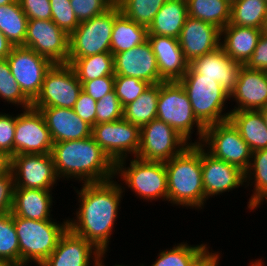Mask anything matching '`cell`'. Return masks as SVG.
<instances>
[{
    "instance_id": "obj_1",
    "label": "cell",
    "mask_w": 267,
    "mask_h": 266,
    "mask_svg": "<svg viewBox=\"0 0 267 266\" xmlns=\"http://www.w3.org/2000/svg\"><path fill=\"white\" fill-rule=\"evenodd\" d=\"M80 186V190L73 187L78 195L76 200L79 208L73 213L75 217H68V228L100 252L108 253L111 235L121 209L120 203L125 194L115 177L114 180L81 183Z\"/></svg>"
},
{
    "instance_id": "obj_2",
    "label": "cell",
    "mask_w": 267,
    "mask_h": 266,
    "mask_svg": "<svg viewBox=\"0 0 267 266\" xmlns=\"http://www.w3.org/2000/svg\"><path fill=\"white\" fill-rule=\"evenodd\" d=\"M51 154L60 181L73 179L78 183H92L115 177V163L92 136L53 143Z\"/></svg>"
},
{
    "instance_id": "obj_3",
    "label": "cell",
    "mask_w": 267,
    "mask_h": 266,
    "mask_svg": "<svg viewBox=\"0 0 267 266\" xmlns=\"http://www.w3.org/2000/svg\"><path fill=\"white\" fill-rule=\"evenodd\" d=\"M168 202L185 209H204L206 197L201 166V145L190 144L179 155L164 162Z\"/></svg>"
},
{
    "instance_id": "obj_4",
    "label": "cell",
    "mask_w": 267,
    "mask_h": 266,
    "mask_svg": "<svg viewBox=\"0 0 267 266\" xmlns=\"http://www.w3.org/2000/svg\"><path fill=\"white\" fill-rule=\"evenodd\" d=\"M32 220L14 216V224L20 247V266L34 262L40 266L55 250L60 237L68 229V219L62 222Z\"/></svg>"
},
{
    "instance_id": "obj_5",
    "label": "cell",
    "mask_w": 267,
    "mask_h": 266,
    "mask_svg": "<svg viewBox=\"0 0 267 266\" xmlns=\"http://www.w3.org/2000/svg\"><path fill=\"white\" fill-rule=\"evenodd\" d=\"M128 160L130 163L127 166ZM115 178L120 179L119 184L123 192L126 191L127 187L143 201L152 202L161 199L168 201L167 174L164 162L146 161L138 157L124 158L115 163Z\"/></svg>"
},
{
    "instance_id": "obj_6",
    "label": "cell",
    "mask_w": 267,
    "mask_h": 266,
    "mask_svg": "<svg viewBox=\"0 0 267 266\" xmlns=\"http://www.w3.org/2000/svg\"><path fill=\"white\" fill-rule=\"evenodd\" d=\"M156 118L170 125L189 144L201 143L205 126L196 118L188 95L179 81L160 83ZM194 130H197L195 134L198 137L192 142Z\"/></svg>"
},
{
    "instance_id": "obj_7",
    "label": "cell",
    "mask_w": 267,
    "mask_h": 266,
    "mask_svg": "<svg viewBox=\"0 0 267 266\" xmlns=\"http://www.w3.org/2000/svg\"><path fill=\"white\" fill-rule=\"evenodd\" d=\"M179 82L188 95L196 118L205 127L229 120L231 111L225 110L228 108L226 103L230 101V95L218 82L201 78V75L194 73L190 68Z\"/></svg>"
},
{
    "instance_id": "obj_8",
    "label": "cell",
    "mask_w": 267,
    "mask_h": 266,
    "mask_svg": "<svg viewBox=\"0 0 267 266\" xmlns=\"http://www.w3.org/2000/svg\"><path fill=\"white\" fill-rule=\"evenodd\" d=\"M120 13V7H110L102 14L80 22L69 35L68 64L77 58L110 52L114 21Z\"/></svg>"
},
{
    "instance_id": "obj_9",
    "label": "cell",
    "mask_w": 267,
    "mask_h": 266,
    "mask_svg": "<svg viewBox=\"0 0 267 266\" xmlns=\"http://www.w3.org/2000/svg\"><path fill=\"white\" fill-rule=\"evenodd\" d=\"M200 145L212 156L238 167L249 168L252 151L230 120L205 127Z\"/></svg>"
},
{
    "instance_id": "obj_10",
    "label": "cell",
    "mask_w": 267,
    "mask_h": 266,
    "mask_svg": "<svg viewBox=\"0 0 267 266\" xmlns=\"http://www.w3.org/2000/svg\"><path fill=\"white\" fill-rule=\"evenodd\" d=\"M81 91L82 84L70 64H53L45 74L41 91L32 102V108L73 109Z\"/></svg>"
},
{
    "instance_id": "obj_11",
    "label": "cell",
    "mask_w": 267,
    "mask_h": 266,
    "mask_svg": "<svg viewBox=\"0 0 267 266\" xmlns=\"http://www.w3.org/2000/svg\"><path fill=\"white\" fill-rule=\"evenodd\" d=\"M188 145L170 125L155 118L140 128L139 159L166 162L179 155Z\"/></svg>"
},
{
    "instance_id": "obj_12",
    "label": "cell",
    "mask_w": 267,
    "mask_h": 266,
    "mask_svg": "<svg viewBox=\"0 0 267 266\" xmlns=\"http://www.w3.org/2000/svg\"><path fill=\"white\" fill-rule=\"evenodd\" d=\"M92 137L114 163L130 156H137L140 128L124 118L95 124L92 127Z\"/></svg>"
},
{
    "instance_id": "obj_13",
    "label": "cell",
    "mask_w": 267,
    "mask_h": 266,
    "mask_svg": "<svg viewBox=\"0 0 267 266\" xmlns=\"http://www.w3.org/2000/svg\"><path fill=\"white\" fill-rule=\"evenodd\" d=\"M7 61L21 91L33 102L39 95L45 74L53 63L24 46H14Z\"/></svg>"
},
{
    "instance_id": "obj_14",
    "label": "cell",
    "mask_w": 267,
    "mask_h": 266,
    "mask_svg": "<svg viewBox=\"0 0 267 266\" xmlns=\"http://www.w3.org/2000/svg\"><path fill=\"white\" fill-rule=\"evenodd\" d=\"M23 46L34 50L53 64L68 63L69 35L51 19L28 20Z\"/></svg>"
},
{
    "instance_id": "obj_15",
    "label": "cell",
    "mask_w": 267,
    "mask_h": 266,
    "mask_svg": "<svg viewBox=\"0 0 267 266\" xmlns=\"http://www.w3.org/2000/svg\"><path fill=\"white\" fill-rule=\"evenodd\" d=\"M11 172L15 188L53 190L60 181L51 153L14 155Z\"/></svg>"
},
{
    "instance_id": "obj_16",
    "label": "cell",
    "mask_w": 267,
    "mask_h": 266,
    "mask_svg": "<svg viewBox=\"0 0 267 266\" xmlns=\"http://www.w3.org/2000/svg\"><path fill=\"white\" fill-rule=\"evenodd\" d=\"M21 111L16 115L14 155L51 153L53 141L43 115L32 107Z\"/></svg>"
},
{
    "instance_id": "obj_17",
    "label": "cell",
    "mask_w": 267,
    "mask_h": 266,
    "mask_svg": "<svg viewBox=\"0 0 267 266\" xmlns=\"http://www.w3.org/2000/svg\"><path fill=\"white\" fill-rule=\"evenodd\" d=\"M201 166L206 201L222 193L245 188V173L238 167L209 154L201 146Z\"/></svg>"
},
{
    "instance_id": "obj_18",
    "label": "cell",
    "mask_w": 267,
    "mask_h": 266,
    "mask_svg": "<svg viewBox=\"0 0 267 266\" xmlns=\"http://www.w3.org/2000/svg\"><path fill=\"white\" fill-rule=\"evenodd\" d=\"M115 76L138 78L151 84L164 80L159 75L156 57L149 41L114 55Z\"/></svg>"
},
{
    "instance_id": "obj_19",
    "label": "cell",
    "mask_w": 267,
    "mask_h": 266,
    "mask_svg": "<svg viewBox=\"0 0 267 266\" xmlns=\"http://www.w3.org/2000/svg\"><path fill=\"white\" fill-rule=\"evenodd\" d=\"M236 104L230 111L261 110L267 105V71L249 69L242 65L237 83L230 93Z\"/></svg>"
},
{
    "instance_id": "obj_20",
    "label": "cell",
    "mask_w": 267,
    "mask_h": 266,
    "mask_svg": "<svg viewBox=\"0 0 267 266\" xmlns=\"http://www.w3.org/2000/svg\"><path fill=\"white\" fill-rule=\"evenodd\" d=\"M100 253L93 244L68 228L55 250L40 266H96Z\"/></svg>"
},
{
    "instance_id": "obj_21",
    "label": "cell",
    "mask_w": 267,
    "mask_h": 266,
    "mask_svg": "<svg viewBox=\"0 0 267 266\" xmlns=\"http://www.w3.org/2000/svg\"><path fill=\"white\" fill-rule=\"evenodd\" d=\"M178 39L185 58L190 62L220 46L221 29L188 16Z\"/></svg>"
},
{
    "instance_id": "obj_22",
    "label": "cell",
    "mask_w": 267,
    "mask_h": 266,
    "mask_svg": "<svg viewBox=\"0 0 267 266\" xmlns=\"http://www.w3.org/2000/svg\"><path fill=\"white\" fill-rule=\"evenodd\" d=\"M241 66L226 55L221 46L189 62V68L194 73L201 75V78L214 79L229 95L237 83Z\"/></svg>"
},
{
    "instance_id": "obj_23",
    "label": "cell",
    "mask_w": 267,
    "mask_h": 266,
    "mask_svg": "<svg viewBox=\"0 0 267 266\" xmlns=\"http://www.w3.org/2000/svg\"><path fill=\"white\" fill-rule=\"evenodd\" d=\"M39 111L44 117L53 143L81 140L92 136V127L73 109L43 107Z\"/></svg>"
},
{
    "instance_id": "obj_24",
    "label": "cell",
    "mask_w": 267,
    "mask_h": 266,
    "mask_svg": "<svg viewBox=\"0 0 267 266\" xmlns=\"http://www.w3.org/2000/svg\"><path fill=\"white\" fill-rule=\"evenodd\" d=\"M148 41L164 81H179L189 68V61L185 58L179 44V39L162 35H148Z\"/></svg>"
},
{
    "instance_id": "obj_25",
    "label": "cell",
    "mask_w": 267,
    "mask_h": 266,
    "mask_svg": "<svg viewBox=\"0 0 267 266\" xmlns=\"http://www.w3.org/2000/svg\"><path fill=\"white\" fill-rule=\"evenodd\" d=\"M53 190L14 188L12 215L32 220H51Z\"/></svg>"
},
{
    "instance_id": "obj_26",
    "label": "cell",
    "mask_w": 267,
    "mask_h": 266,
    "mask_svg": "<svg viewBox=\"0 0 267 266\" xmlns=\"http://www.w3.org/2000/svg\"><path fill=\"white\" fill-rule=\"evenodd\" d=\"M261 29L231 25L221 29L220 46L231 59L245 65L253 54Z\"/></svg>"
},
{
    "instance_id": "obj_27",
    "label": "cell",
    "mask_w": 267,
    "mask_h": 266,
    "mask_svg": "<svg viewBox=\"0 0 267 266\" xmlns=\"http://www.w3.org/2000/svg\"><path fill=\"white\" fill-rule=\"evenodd\" d=\"M229 120L252 152L267 148V126L260 110L231 111Z\"/></svg>"
},
{
    "instance_id": "obj_28",
    "label": "cell",
    "mask_w": 267,
    "mask_h": 266,
    "mask_svg": "<svg viewBox=\"0 0 267 266\" xmlns=\"http://www.w3.org/2000/svg\"><path fill=\"white\" fill-rule=\"evenodd\" d=\"M187 17L186 0H167L148 27V35H162L178 39Z\"/></svg>"
},
{
    "instance_id": "obj_29",
    "label": "cell",
    "mask_w": 267,
    "mask_h": 266,
    "mask_svg": "<svg viewBox=\"0 0 267 266\" xmlns=\"http://www.w3.org/2000/svg\"><path fill=\"white\" fill-rule=\"evenodd\" d=\"M246 187H253L247 203L250 212L259 208L263 202L267 203V148L252 152L249 168L245 172Z\"/></svg>"
},
{
    "instance_id": "obj_30",
    "label": "cell",
    "mask_w": 267,
    "mask_h": 266,
    "mask_svg": "<svg viewBox=\"0 0 267 266\" xmlns=\"http://www.w3.org/2000/svg\"><path fill=\"white\" fill-rule=\"evenodd\" d=\"M148 40V28L137 24L122 12L115 18L110 52L115 55L138 46Z\"/></svg>"
},
{
    "instance_id": "obj_31",
    "label": "cell",
    "mask_w": 267,
    "mask_h": 266,
    "mask_svg": "<svg viewBox=\"0 0 267 266\" xmlns=\"http://www.w3.org/2000/svg\"><path fill=\"white\" fill-rule=\"evenodd\" d=\"M160 83L151 84L148 88L123 109V118L139 128L157 117Z\"/></svg>"
},
{
    "instance_id": "obj_32",
    "label": "cell",
    "mask_w": 267,
    "mask_h": 266,
    "mask_svg": "<svg viewBox=\"0 0 267 266\" xmlns=\"http://www.w3.org/2000/svg\"><path fill=\"white\" fill-rule=\"evenodd\" d=\"M188 16L223 29L230 23L231 4L226 0H186Z\"/></svg>"
},
{
    "instance_id": "obj_33",
    "label": "cell",
    "mask_w": 267,
    "mask_h": 266,
    "mask_svg": "<svg viewBox=\"0 0 267 266\" xmlns=\"http://www.w3.org/2000/svg\"><path fill=\"white\" fill-rule=\"evenodd\" d=\"M28 18L19 1L0 6V31L13 46H23L27 33Z\"/></svg>"
},
{
    "instance_id": "obj_34",
    "label": "cell",
    "mask_w": 267,
    "mask_h": 266,
    "mask_svg": "<svg viewBox=\"0 0 267 266\" xmlns=\"http://www.w3.org/2000/svg\"><path fill=\"white\" fill-rule=\"evenodd\" d=\"M71 66L81 84L104 76L115 75L114 55L111 52L77 58Z\"/></svg>"
},
{
    "instance_id": "obj_35",
    "label": "cell",
    "mask_w": 267,
    "mask_h": 266,
    "mask_svg": "<svg viewBox=\"0 0 267 266\" xmlns=\"http://www.w3.org/2000/svg\"><path fill=\"white\" fill-rule=\"evenodd\" d=\"M266 14L264 0H236L231 4L230 24L261 29Z\"/></svg>"
},
{
    "instance_id": "obj_36",
    "label": "cell",
    "mask_w": 267,
    "mask_h": 266,
    "mask_svg": "<svg viewBox=\"0 0 267 266\" xmlns=\"http://www.w3.org/2000/svg\"><path fill=\"white\" fill-rule=\"evenodd\" d=\"M208 246L207 242L191 245L181 242L166 250H159L157 259L149 266H190L193 260Z\"/></svg>"
},
{
    "instance_id": "obj_37",
    "label": "cell",
    "mask_w": 267,
    "mask_h": 266,
    "mask_svg": "<svg viewBox=\"0 0 267 266\" xmlns=\"http://www.w3.org/2000/svg\"><path fill=\"white\" fill-rule=\"evenodd\" d=\"M22 110L32 107V102L23 94L13 77L7 58L0 59V99Z\"/></svg>"
},
{
    "instance_id": "obj_38",
    "label": "cell",
    "mask_w": 267,
    "mask_h": 266,
    "mask_svg": "<svg viewBox=\"0 0 267 266\" xmlns=\"http://www.w3.org/2000/svg\"><path fill=\"white\" fill-rule=\"evenodd\" d=\"M167 0H121V12L144 27H149Z\"/></svg>"
},
{
    "instance_id": "obj_39",
    "label": "cell",
    "mask_w": 267,
    "mask_h": 266,
    "mask_svg": "<svg viewBox=\"0 0 267 266\" xmlns=\"http://www.w3.org/2000/svg\"><path fill=\"white\" fill-rule=\"evenodd\" d=\"M0 258L20 266V247L11 212L0 215Z\"/></svg>"
},
{
    "instance_id": "obj_40",
    "label": "cell",
    "mask_w": 267,
    "mask_h": 266,
    "mask_svg": "<svg viewBox=\"0 0 267 266\" xmlns=\"http://www.w3.org/2000/svg\"><path fill=\"white\" fill-rule=\"evenodd\" d=\"M146 81L127 76H115L114 90L122 107L135 101L149 86Z\"/></svg>"
},
{
    "instance_id": "obj_41",
    "label": "cell",
    "mask_w": 267,
    "mask_h": 266,
    "mask_svg": "<svg viewBox=\"0 0 267 266\" xmlns=\"http://www.w3.org/2000/svg\"><path fill=\"white\" fill-rule=\"evenodd\" d=\"M51 20L68 35L79 25V21L71 7L70 0H50Z\"/></svg>"
},
{
    "instance_id": "obj_42",
    "label": "cell",
    "mask_w": 267,
    "mask_h": 266,
    "mask_svg": "<svg viewBox=\"0 0 267 266\" xmlns=\"http://www.w3.org/2000/svg\"><path fill=\"white\" fill-rule=\"evenodd\" d=\"M123 109L115 90L109 92L96 103V124L122 119Z\"/></svg>"
},
{
    "instance_id": "obj_43",
    "label": "cell",
    "mask_w": 267,
    "mask_h": 266,
    "mask_svg": "<svg viewBox=\"0 0 267 266\" xmlns=\"http://www.w3.org/2000/svg\"><path fill=\"white\" fill-rule=\"evenodd\" d=\"M70 2L79 23L90 20L110 8L103 0H70Z\"/></svg>"
},
{
    "instance_id": "obj_44",
    "label": "cell",
    "mask_w": 267,
    "mask_h": 266,
    "mask_svg": "<svg viewBox=\"0 0 267 266\" xmlns=\"http://www.w3.org/2000/svg\"><path fill=\"white\" fill-rule=\"evenodd\" d=\"M16 116L0 112V150L14 156Z\"/></svg>"
},
{
    "instance_id": "obj_45",
    "label": "cell",
    "mask_w": 267,
    "mask_h": 266,
    "mask_svg": "<svg viewBox=\"0 0 267 266\" xmlns=\"http://www.w3.org/2000/svg\"><path fill=\"white\" fill-rule=\"evenodd\" d=\"M22 11L28 20H48L51 19L50 0H18Z\"/></svg>"
},
{
    "instance_id": "obj_46",
    "label": "cell",
    "mask_w": 267,
    "mask_h": 266,
    "mask_svg": "<svg viewBox=\"0 0 267 266\" xmlns=\"http://www.w3.org/2000/svg\"><path fill=\"white\" fill-rule=\"evenodd\" d=\"M115 75L86 81L82 84V90L98 101L103 96L114 90Z\"/></svg>"
},
{
    "instance_id": "obj_47",
    "label": "cell",
    "mask_w": 267,
    "mask_h": 266,
    "mask_svg": "<svg viewBox=\"0 0 267 266\" xmlns=\"http://www.w3.org/2000/svg\"><path fill=\"white\" fill-rule=\"evenodd\" d=\"M96 103V100L82 90L73 107L74 112L91 127L96 124Z\"/></svg>"
},
{
    "instance_id": "obj_48",
    "label": "cell",
    "mask_w": 267,
    "mask_h": 266,
    "mask_svg": "<svg viewBox=\"0 0 267 266\" xmlns=\"http://www.w3.org/2000/svg\"><path fill=\"white\" fill-rule=\"evenodd\" d=\"M14 178L12 172L0 177V215L10 213L13 207Z\"/></svg>"
},
{
    "instance_id": "obj_49",
    "label": "cell",
    "mask_w": 267,
    "mask_h": 266,
    "mask_svg": "<svg viewBox=\"0 0 267 266\" xmlns=\"http://www.w3.org/2000/svg\"><path fill=\"white\" fill-rule=\"evenodd\" d=\"M245 66L249 69L267 71V37L263 34Z\"/></svg>"
},
{
    "instance_id": "obj_50",
    "label": "cell",
    "mask_w": 267,
    "mask_h": 266,
    "mask_svg": "<svg viewBox=\"0 0 267 266\" xmlns=\"http://www.w3.org/2000/svg\"><path fill=\"white\" fill-rule=\"evenodd\" d=\"M210 246H207L191 263L190 266H219L221 252L209 251ZM214 252V253H213Z\"/></svg>"
},
{
    "instance_id": "obj_51",
    "label": "cell",
    "mask_w": 267,
    "mask_h": 266,
    "mask_svg": "<svg viewBox=\"0 0 267 266\" xmlns=\"http://www.w3.org/2000/svg\"><path fill=\"white\" fill-rule=\"evenodd\" d=\"M12 168V156L0 150V177L9 175Z\"/></svg>"
},
{
    "instance_id": "obj_52",
    "label": "cell",
    "mask_w": 267,
    "mask_h": 266,
    "mask_svg": "<svg viewBox=\"0 0 267 266\" xmlns=\"http://www.w3.org/2000/svg\"><path fill=\"white\" fill-rule=\"evenodd\" d=\"M13 45L0 31V59L7 58L13 49Z\"/></svg>"
},
{
    "instance_id": "obj_53",
    "label": "cell",
    "mask_w": 267,
    "mask_h": 266,
    "mask_svg": "<svg viewBox=\"0 0 267 266\" xmlns=\"http://www.w3.org/2000/svg\"><path fill=\"white\" fill-rule=\"evenodd\" d=\"M107 255V252H101L100 254H99V256H98V259H97V263H96V266H106L105 265V261L104 260H106V256ZM140 266H144L145 264H139ZM113 266H127V265H123V264H115V265H113ZM128 266H130V265H128Z\"/></svg>"
},
{
    "instance_id": "obj_54",
    "label": "cell",
    "mask_w": 267,
    "mask_h": 266,
    "mask_svg": "<svg viewBox=\"0 0 267 266\" xmlns=\"http://www.w3.org/2000/svg\"><path fill=\"white\" fill-rule=\"evenodd\" d=\"M263 258H260V259H255V261H251L248 265L249 266H266L265 264V261L264 259L262 260Z\"/></svg>"
},
{
    "instance_id": "obj_55",
    "label": "cell",
    "mask_w": 267,
    "mask_h": 266,
    "mask_svg": "<svg viewBox=\"0 0 267 266\" xmlns=\"http://www.w3.org/2000/svg\"><path fill=\"white\" fill-rule=\"evenodd\" d=\"M105 1L110 7H120L121 0H103Z\"/></svg>"
},
{
    "instance_id": "obj_56",
    "label": "cell",
    "mask_w": 267,
    "mask_h": 266,
    "mask_svg": "<svg viewBox=\"0 0 267 266\" xmlns=\"http://www.w3.org/2000/svg\"><path fill=\"white\" fill-rule=\"evenodd\" d=\"M261 32L264 36L267 37V14L264 18V21H263V24H262V27H261Z\"/></svg>"
},
{
    "instance_id": "obj_57",
    "label": "cell",
    "mask_w": 267,
    "mask_h": 266,
    "mask_svg": "<svg viewBox=\"0 0 267 266\" xmlns=\"http://www.w3.org/2000/svg\"><path fill=\"white\" fill-rule=\"evenodd\" d=\"M0 266H16V265L8 260L0 258Z\"/></svg>"
},
{
    "instance_id": "obj_58",
    "label": "cell",
    "mask_w": 267,
    "mask_h": 266,
    "mask_svg": "<svg viewBox=\"0 0 267 266\" xmlns=\"http://www.w3.org/2000/svg\"><path fill=\"white\" fill-rule=\"evenodd\" d=\"M260 111H261V114L264 118L265 124L267 126V105L264 108H262Z\"/></svg>"
},
{
    "instance_id": "obj_59",
    "label": "cell",
    "mask_w": 267,
    "mask_h": 266,
    "mask_svg": "<svg viewBox=\"0 0 267 266\" xmlns=\"http://www.w3.org/2000/svg\"><path fill=\"white\" fill-rule=\"evenodd\" d=\"M15 1L16 0H0V6L5 5V4H10Z\"/></svg>"
},
{
    "instance_id": "obj_60",
    "label": "cell",
    "mask_w": 267,
    "mask_h": 266,
    "mask_svg": "<svg viewBox=\"0 0 267 266\" xmlns=\"http://www.w3.org/2000/svg\"><path fill=\"white\" fill-rule=\"evenodd\" d=\"M228 1L230 4L234 3L236 0H226Z\"/></svg>"
}]
</instances>
